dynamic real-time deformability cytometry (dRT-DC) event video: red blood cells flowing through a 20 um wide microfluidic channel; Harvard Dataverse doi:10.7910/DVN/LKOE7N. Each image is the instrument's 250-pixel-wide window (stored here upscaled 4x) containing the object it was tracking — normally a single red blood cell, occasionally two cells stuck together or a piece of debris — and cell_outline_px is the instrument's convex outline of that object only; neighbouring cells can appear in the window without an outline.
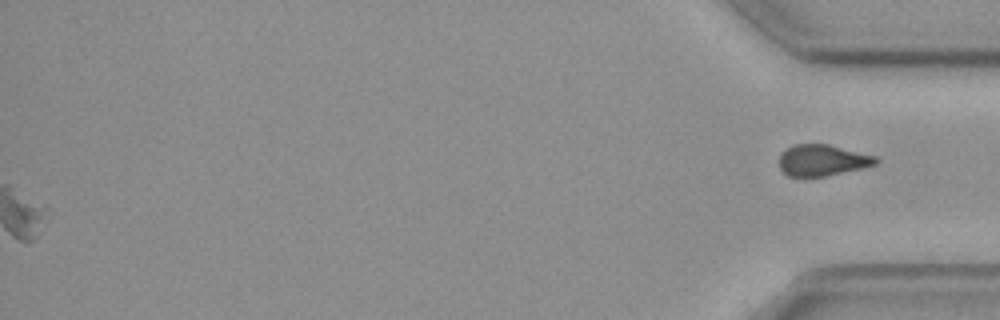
{"species": "common noctule bat (a hibernating species)", "species_latin": "Nyctalus noctula", "temperature_condition": "cold", "stored_images_in_passage": 51, "segment_of_instrument_passage": [2, 2], "camera_frame_rate_fps": 3000, "um_per_image_px": 0.085, "animal": {"sex": "female", "body_mass_g": 19.3, "forearm_length_mm": 54.1}, "frame": {"image": 1, "passage_image": 51, "time_ms": 16.667, "image_size_px": [1000, 320], "cell_outline_px": [[880, 160], [876, 164], [860, 168], [824, 176], [804, 180], [788, 176], [780, 168], [780, 152], [792, 144], [828, 144], [876, 156]], "centroid_in_image_um": [69.84, 13.64], "position_along_channel_um": 365.4, "area_um2": 17.98}}